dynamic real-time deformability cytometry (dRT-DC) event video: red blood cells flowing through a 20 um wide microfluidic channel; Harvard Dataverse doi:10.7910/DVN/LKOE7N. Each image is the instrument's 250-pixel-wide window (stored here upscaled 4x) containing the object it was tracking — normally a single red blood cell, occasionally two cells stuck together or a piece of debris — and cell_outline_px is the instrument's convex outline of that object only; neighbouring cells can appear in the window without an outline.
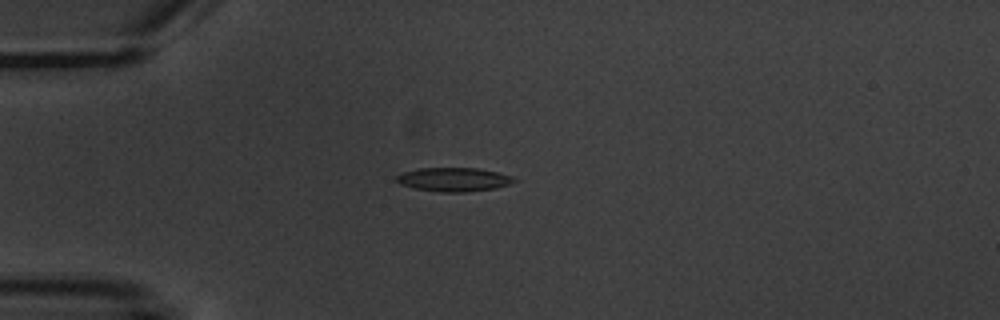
{"species": "common noctule bat (a hibernating species)", "species_latin": "Nyctalus noctula", "temperature_condition": "warm", "stored_images_in_passage": 2, "camera_frame_rate_fps": 3000, "um_per_image_px": 0.085, "animal": {"sex": "male", "body_mass_g": 20.1, "forearm_length_mm": 53.5}, "frame": {"image": 1, "passage_image": 1, "time_ms": 0.0, "image_size_px": [1000, 320], "cell_outline_px": [[516, 180], [508, 184], [496, 188], [468, 192], [440, 192], [416, 188], [400, 184], [396, 180], [396, 176], [404, 172], [420, 168], [476, 168], [496, 172], [512, 176]], "centroid_in_image_um": [38.56, 15.26], "position_along_channel_um": 46.4, "area_um2": 16.13}}